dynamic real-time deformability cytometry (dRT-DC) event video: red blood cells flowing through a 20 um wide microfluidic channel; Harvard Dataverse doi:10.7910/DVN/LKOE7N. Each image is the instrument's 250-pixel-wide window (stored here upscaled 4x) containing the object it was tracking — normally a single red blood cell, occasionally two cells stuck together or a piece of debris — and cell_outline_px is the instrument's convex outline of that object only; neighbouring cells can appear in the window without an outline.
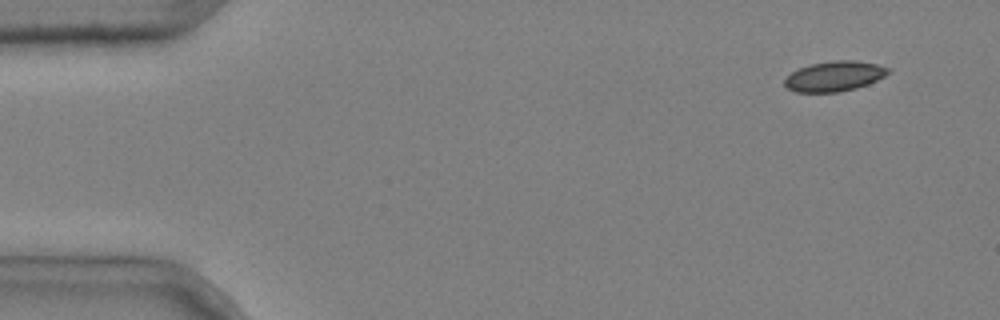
{"species": "common noctule bat (a hibernating species)", "species_latin": "Nyctalus noctula", "temperature_condition": "cold", "stored_images_in_passage": 4, "camera_frame_rate_fps": 3000, "um_per_image_px": 0.085, "animal": {"sex": "male", "body_mass_g": 20.4}, "frame": {"image": 1, "passage_image": 1, "time_ms": 0.0, "image_size_px": [1000, 320], "cell_outline_px": [[892, 72], [868, 84], [856, 88], [840, 92], [796, 92], [788, 88], [784, 84], [784, 80], [792, 72], [800, 68], [812, 64], [836, 60], [856, 60], [880, 64], [892, 68]], "centroid_in_image_um": [71.0, 6.47], "position_along_channel_um": 14.0, "area_um2": 18.26}}
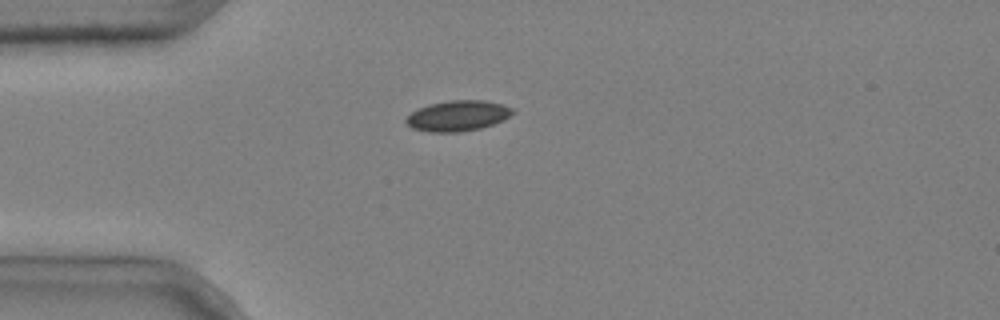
{"frame": {"image": 2, "passage_image": 4, "time_ms": 1.0, "image_size_px": [1000, 320], "cell_outline_px": [[516, 112], [504, 120], [480, 128], [460, 132], [428, 132], [412, 128], [404, 120], [412, 112], [428, 104], [452, 100], [484, 100], [500, 104], [512, 108]], "centroid_in_image_um": [38.92, 9.84], "position_along_channel_um": 46.1, "area_um2": 18.9}}